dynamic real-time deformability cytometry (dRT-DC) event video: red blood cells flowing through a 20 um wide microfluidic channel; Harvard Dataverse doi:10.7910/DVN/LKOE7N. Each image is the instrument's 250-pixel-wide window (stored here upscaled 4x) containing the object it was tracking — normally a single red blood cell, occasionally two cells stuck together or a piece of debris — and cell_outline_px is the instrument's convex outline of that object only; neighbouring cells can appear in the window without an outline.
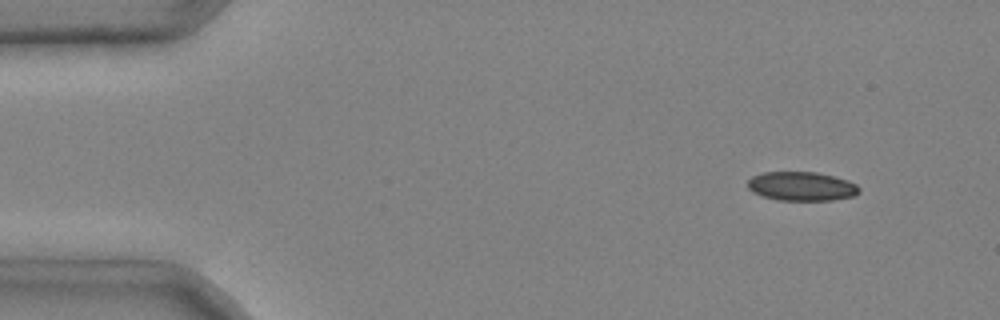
{"species": "common noctule bat (a hibernating species)", "species_latin": "Nyctalus noctula", "temperature_condition": "cold", "stored_images_in_passage": 6, "camera_frame_rate_fps": 3000, "um_per_image_px": 0.085, "animal": {"sex": "male", "body_mass_g": 20.4}, "frame": {"image": 1, "passage_image": 2, "time_ms": 0.333, "image_size_px": [1000, 320], "cell_outline_px": [[860, 192], [852, 196], [832, 200], [780, 200], [764, 196], [752, 192], [748, 188], [748, 180], [752, 176], [764, 172], [816, 172], [848, 180], [856, 184], [860, 188]], "centroid_in_image_um": [68.14, 15.83], "position_along_channel_um": 16.9, "area_um2": 18.73}}
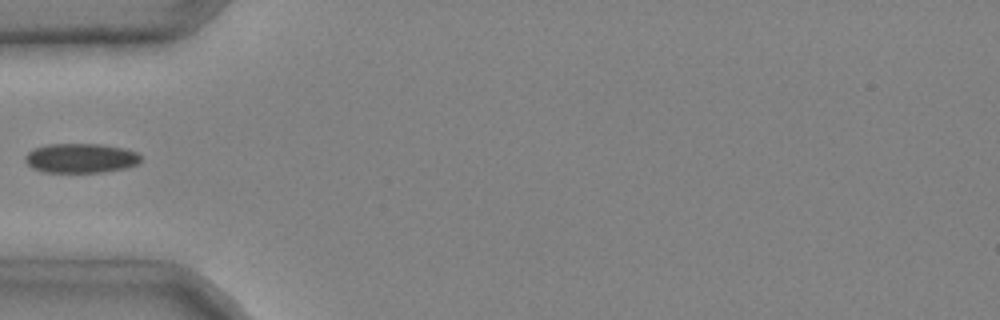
{"frame": {"image": 2, "passage_image": 5, "time_ms": 1.333, "image_size_px": [1000, 320], "cell_outline_px": [[140, 160], [136, 164], [124, 168], [104, 172], [44, 172], [32, 168], [24, 160], [24, 156], [28, 152], [36, 148], [48, 144], [100, 144], [124, 148], [136, 152], [140, 156]], "centroid_in_image_um": [6.84, 13.44], "position_along_channel_um": 78.2, "area_um2": 19.77}}